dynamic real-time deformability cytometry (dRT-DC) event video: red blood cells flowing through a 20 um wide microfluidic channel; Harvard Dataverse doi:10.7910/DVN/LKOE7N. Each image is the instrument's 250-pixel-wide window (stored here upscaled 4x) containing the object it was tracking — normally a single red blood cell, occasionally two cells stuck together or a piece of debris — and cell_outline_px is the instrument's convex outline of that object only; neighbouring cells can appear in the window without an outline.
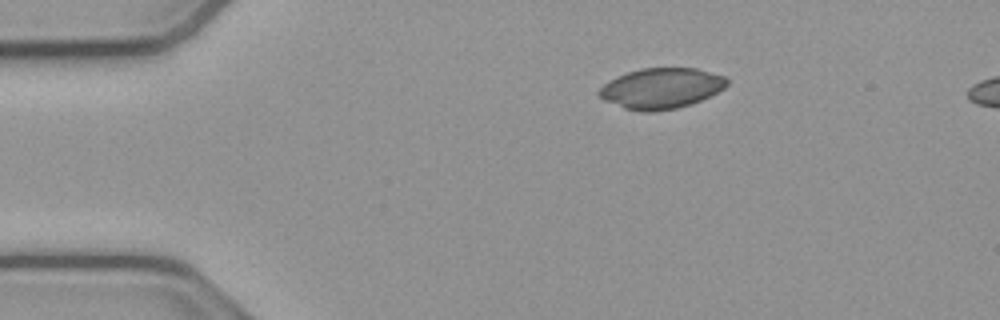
{"species": "common noctule bat (a hibernating species)", "species_latin": "Nyctalus noctula", "temperature_condition": "cold", "stored_images_in_passage": 45, "camera_frame_rate_fps": 3000, "um_per_image_px": 0.085, "animal": {"sex": "male", "body_mass_g": 23.1, "forearm_length_mm": 52.7}, "frame": {"image": 1, "passage_image": 1, "time_ms": 0.0, "image_size_px": [1000, 320], "cell_outline_px": [[728, 84], [724, 88], [700, 100], [676, 108], [652, 112], [644, 112], [624, 108], [604, 100], [596, 92], [608, 80], [616, 76], [640, 68], [696, 68], [724, 76], [728, 80]], "centroid_in_image_um": [56.17, 7.5], "position_along_channel_um": 28.8, "area_um2": 30.06}}
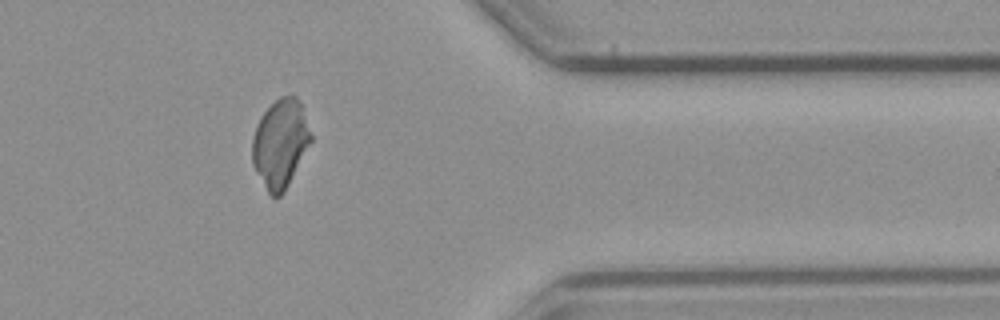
{"frame": {"image": 2, "passage_image": 35, "time_ms": 11.333, "image_size_px": [1000, 320], "cell_outline_px": [[312, 140], [284, 192], [276, 200], [268, 192], [256, 172], [252, 164], [252, 140], [260, 116], [280, 96], [292, 92], [300, 100], [312, 136]], "centroid_in_image_um": [23.83, 12.17], "position_along_channel_um": 387.6, "area_um2": 30.23}}
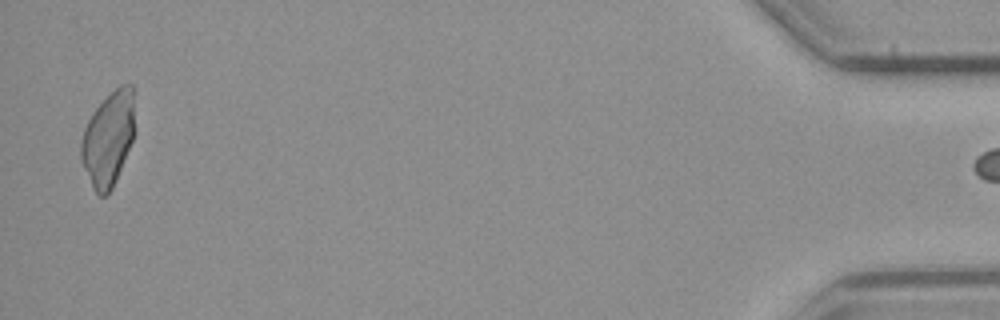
{"frame": {"image": 3, "passage_image": 44, "time_ms": 14.333, "image_size_px": [1000, 320], "cell_outline_px": [[132, 140], [116, 180], [108, 196], [100, 196], [92, 188], [80, 160], [80, 144], [84, 128], [92, 112], [120, 84], [132, 84]], "centroid_in_image_um": [9.15, 11.86], "position_along_channel_um": 426.1, "area_um2": 28.9}}